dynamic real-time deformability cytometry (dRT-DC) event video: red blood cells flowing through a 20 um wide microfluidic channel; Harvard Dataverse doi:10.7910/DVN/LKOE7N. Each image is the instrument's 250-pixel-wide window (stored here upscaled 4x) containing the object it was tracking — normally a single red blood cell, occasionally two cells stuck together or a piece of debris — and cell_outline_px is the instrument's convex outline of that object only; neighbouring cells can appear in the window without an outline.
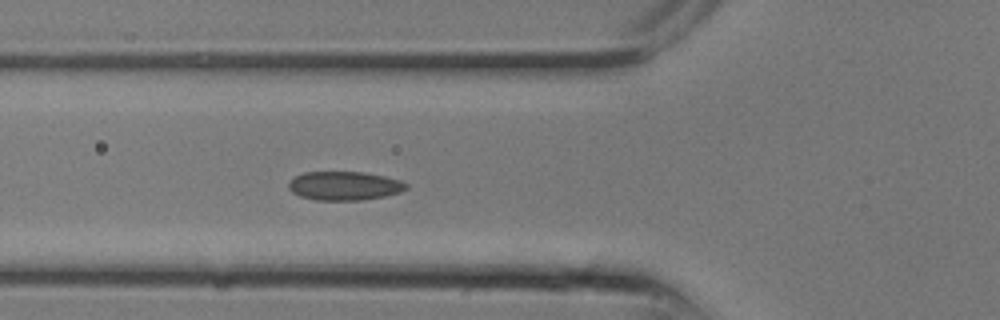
{"species": "common noctule bat (a hibernating species)", "species_latin": "Nyctalus noctula", "temperature_condition": "room temperature", "stored_images_in_passage": 8, "camera_frame_rate_fps": 3000, "um_per_image_px": 0.085, "animal": {"sex": "male", "body_mass_g": 13.3}, "frame": {"image": 1, "passage_image": 8, "time_ms": 2.333, "image_size_px": [1000, 320], "cell_outline_px": [[408, 188], [400, 192], [384, 196], [360, 200], [316, 200], [300, 196], [292, 192], [288, 188], [288, 184], [296, 176], [304, 172], [364, 172], [384, 176], [400, 180], [408, 184]], "centroid_in_image_um": [29.28, 15.79], "position_along_channel_um": 96.5, "area_um2": 19.65}}